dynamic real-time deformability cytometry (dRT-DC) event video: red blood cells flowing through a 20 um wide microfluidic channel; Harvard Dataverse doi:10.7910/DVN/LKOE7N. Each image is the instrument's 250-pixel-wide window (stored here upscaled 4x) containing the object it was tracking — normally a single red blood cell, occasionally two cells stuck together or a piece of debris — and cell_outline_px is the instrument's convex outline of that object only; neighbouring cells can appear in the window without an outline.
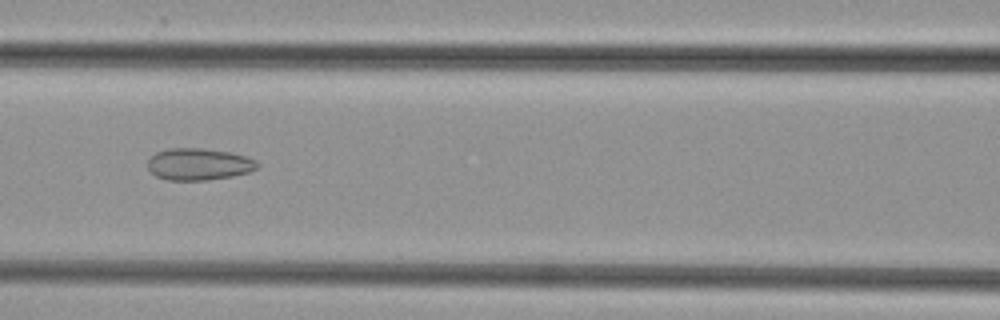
{"species": "common noctule bat (a hibernating species)", "species_latin": "Nyctalus noctula", "temperature_condition": "cold", "stored_images_in_passage": 48, "camera_frame_rate_fps": 3000, "um_per_image_px": 0.085, "animal": {"sex": "female", "body_mass_g": 29.2, "forearm_length_mm": 56.3}, "frame": {"image": 1, "passage_image": 21, "time_ms": 6.667, "image_size_px": [1000, 320], "cell_outline_px": [[260, 164], [256, 168], [248, 172], [232, 176], [208, 180], [168, 180], [156, 176], [148, 168], [148, 160], [156, 152], [168, 148], [204, 148], [232, 152], [256, 160]], "centroid_in_image_um": [16.9, 13.95], "position_along_channel_um": 149.7, "area_um2": 20.4}}
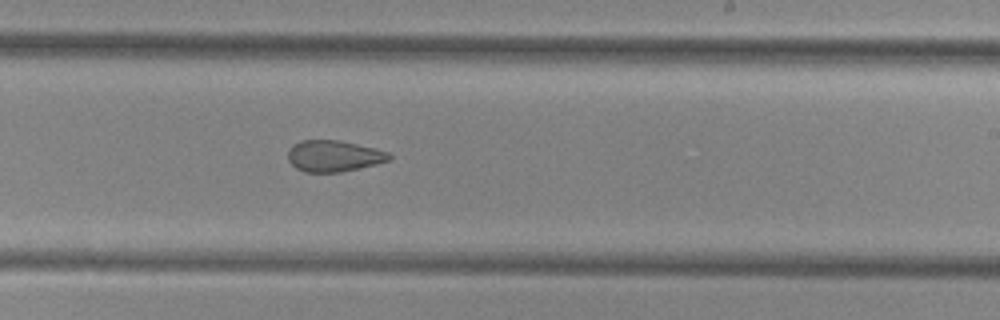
{"frame": {"image": 2, "passage_image": 29, "time_ms": 9.333, "image_size_px": [1000, 320], "cell_outline_px": [[392, 160], [360, 168], [340, 172], [304, 172], [296, 168], [288, 160], [288, 152], [292, 144], [300, 140], [340, 140], [376, 148], [388, 152], [392, 156]], "centroid_in_image_um": [28.38, 13.25], "position_along_channel_um": 260.6, "area_um2": 18.67}}
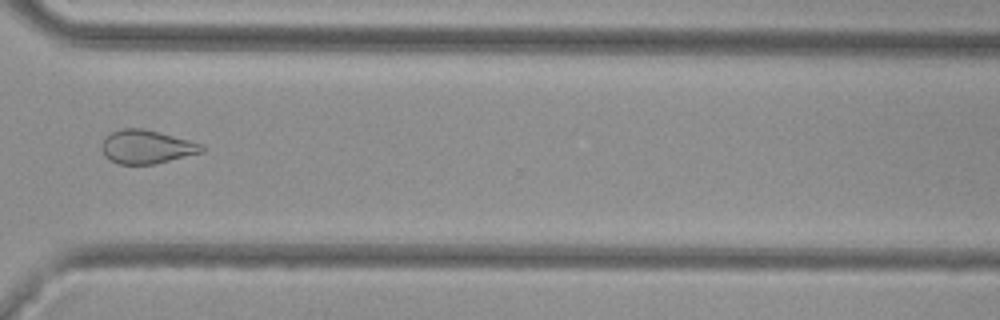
{"frame": {"image": 3, "passage_image": 36, "time_ms": 11.667, "image_size_px": [1000, 320], "cell_outline_px": [[204, 152], [152, 164], [120, 164], [108, 160], [104, 156], [100, 148], [100, 144], [112, 132], [120, 128], [140, 128], [160, 132], [204, 144]], "centroid_in_image_um": [12.44, 12.48], "position_along_channel_um": 358.2, "area_um2": 19.65}}